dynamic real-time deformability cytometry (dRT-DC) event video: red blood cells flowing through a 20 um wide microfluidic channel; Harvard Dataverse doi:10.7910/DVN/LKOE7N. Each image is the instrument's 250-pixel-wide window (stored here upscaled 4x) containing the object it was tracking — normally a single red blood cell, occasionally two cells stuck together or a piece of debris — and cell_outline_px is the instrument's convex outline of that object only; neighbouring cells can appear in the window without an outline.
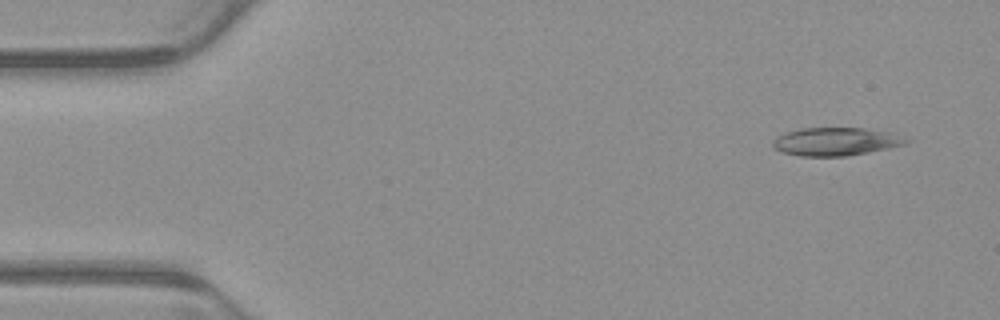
{"species": "common noctule bat (a hibernating species)", "species_latin": "Nyctalus noctula", "temperature_condition": "warm", "stored_images_in_passage": 5, "camera_frame_rate_fps": 3000, "um_per_image_px": 0.085, "animal": {"sex": "male", "body_mass_g": 23.1, "forearm_length_mm": 52.7}, "frame": {"image": 1, "passage_image": 2, "time_ms": 0.333, "image_size_px": [1000, 320], "cell_outline_px": [[912, 140], [904, 144], [888, 148], [868, 152], [844, 156], [800, 156], [780, 152], [772, 144], [772, 140], [776, 136], [784, 132], [804, 128], [864, 128], [892, 132]], "centroid_in_image_um": [71.03, 12.02], "position_along_channel_um": 14.0, "area_um2": 21.91}}
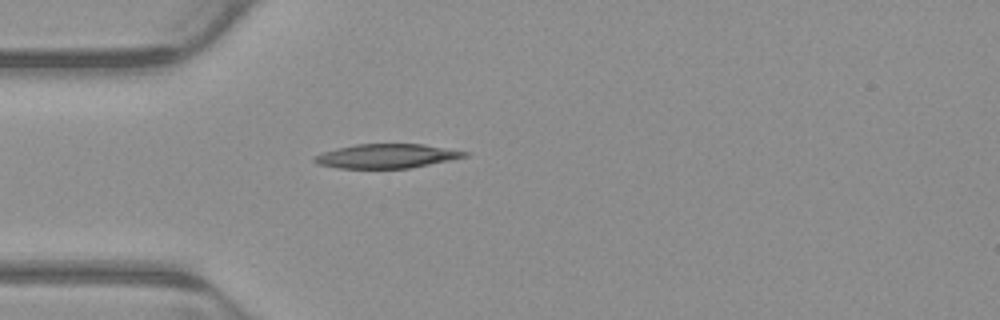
{"frame": {"image": 2, "passage_image": 5, "time_ms": 1.333, "image_size_px": [1000, 320], "cell_outline_px": [[468, 156], [408, 168], [340, 168], [316, 164], [312, 160], [316, 156], [324, 152], [356, 144], [424, 144], [468, 152]], "centroid_in_image_um": [32.85, 13.26], "position_along_channel_um": 52.1, "area_um2": 20.75}}